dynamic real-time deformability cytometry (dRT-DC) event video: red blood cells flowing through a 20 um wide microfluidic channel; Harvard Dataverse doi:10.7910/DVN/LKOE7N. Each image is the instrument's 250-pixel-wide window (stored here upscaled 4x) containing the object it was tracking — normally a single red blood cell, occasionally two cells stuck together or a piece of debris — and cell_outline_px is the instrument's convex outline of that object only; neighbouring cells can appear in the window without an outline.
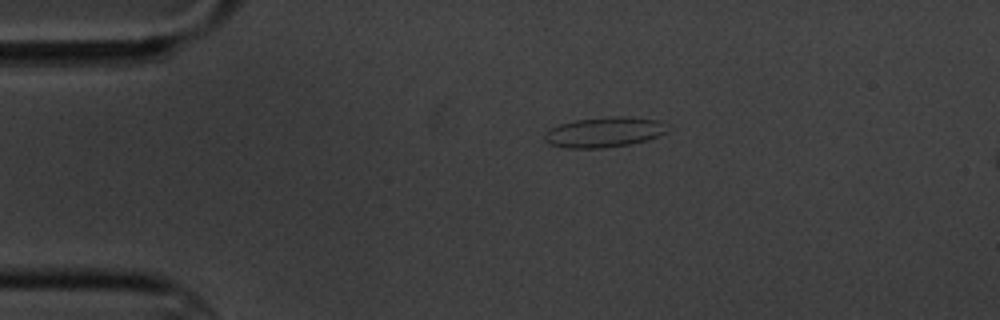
{"species": "common noctule bat (a hibernating species)", "species_latin": "Nyctalus noctula", "temperature_condition": "cold", "stored_images_in_passage": 5, "camera_frame_rate_fps": 3000, "um_per_image_px": 0.085, "animal": {"sex": "male", "body_mass_g": 20.1, "forearm_length_mm": 53.5}, "frame": {"image": 1, "passage_image": 5, "time_ms": 5.667, "image_size_px": [1000, 320], "cell_outline_px": [[668, 132], [660, 136], [648, 140], [628, 144], [604, 148], [564, 148], [548, 144], [544, 140], [544, 132], [548, 128], [560, 124], [576, 120], [612, 116], [624, 116], [660, 120]], "centroid_in_image_um": [51.32, 11.24], "position_along_channel_um": 33.7, "area_um2": 21.79}}